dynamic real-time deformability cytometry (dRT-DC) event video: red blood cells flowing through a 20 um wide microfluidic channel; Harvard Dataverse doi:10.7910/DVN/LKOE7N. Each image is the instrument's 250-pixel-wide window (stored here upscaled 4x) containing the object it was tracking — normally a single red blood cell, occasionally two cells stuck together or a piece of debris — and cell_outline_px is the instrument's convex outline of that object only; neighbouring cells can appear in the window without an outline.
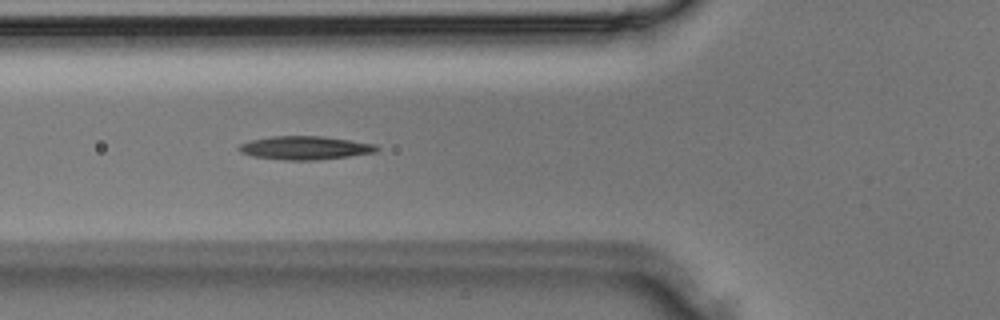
{"species": "Egyptian fruit bat (a non-hibernating species)", "species_latin": "Rousettus aegyptiacus", "temperature_condition": "room temperature", "stored_images_in_passage": 32, "segment_of_instrument_passage": [1, 2], "camera_frame_rate_fps": 3000, "um_per_image_px": 0.085, "animal": {"sex": "male"}, "frame": {"image": 1, "passage_image": 8, "time_ms": 2.333, "image_size_px": [1000, 320], "cell_outline_px": [[380, 148], [376, 152], [348, 156], [316, 160], [284, 160], [252, 156], [240, 152], [236, 148], [240, 144], [248, 140], [272, 136], [320, 136], [376, 144]], "centroid_in_image_um": [25.88, 12.56], "position_along_channel_um": 99.9, "area_um2": 18.84}}
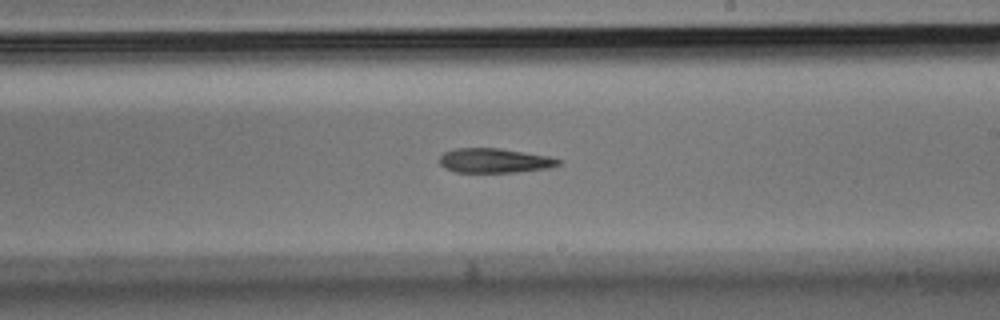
{"frame": {"image": 2, "passage_image": 16, "time_ms": 5.0, "image_size_px": [1000, 320], "cell_outline_px": [[564, 160], [560, 164], [552, 168], [516, 172], [456, 172], [444, 168], [440, 164], [440, 156], [444, 152], [456, 148], [500, 148], [552, 156]], "centroid_in_image_um": [42.11, 13.65], "position_along_channel_um": 246.9, "area_um2": 17.28}}
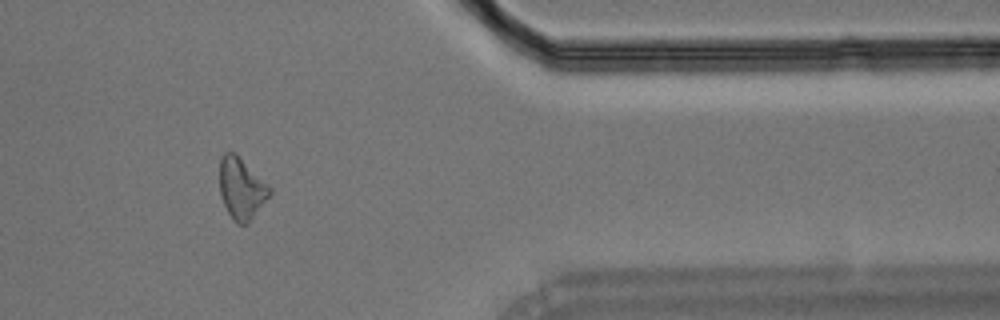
{"frame": {"image": 3, "passage_image": 25, "time_ms": 8.0, "image_size_px": [1000, 320], "cell_outline_px": [[272, 192], [248, 224], [236, 224], [228, 212], [220, 196], [220, 156], [224, 152], [236, 152], [272, 188]], "centroid_in_image_um": [20.52, 16.0], "position_along_channel_um": 390.9, "area_um2": 18.03}}